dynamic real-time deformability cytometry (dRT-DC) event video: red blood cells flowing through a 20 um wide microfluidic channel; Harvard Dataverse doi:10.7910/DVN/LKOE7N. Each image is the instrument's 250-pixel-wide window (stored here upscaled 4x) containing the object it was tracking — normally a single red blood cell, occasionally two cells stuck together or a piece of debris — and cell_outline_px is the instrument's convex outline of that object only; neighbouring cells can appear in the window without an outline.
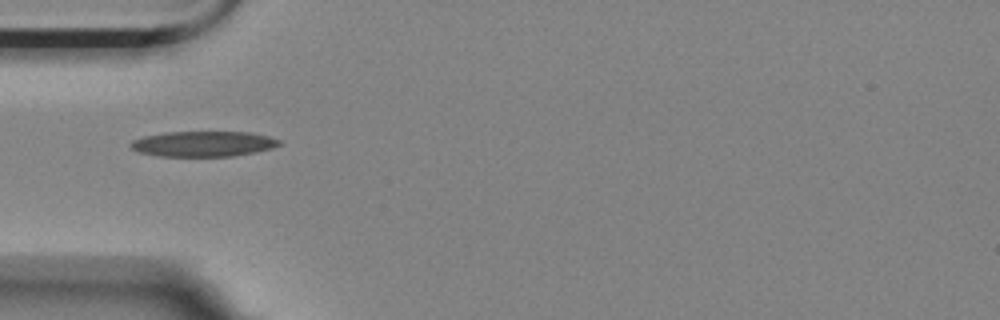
{"species": "Egyptian fruit bat (a non-hibernating species)", "species_latin": "Rousettus aegyptiacus", "temperature_condition": "room temperature", "stored_images_in_passage": 40, "camera_frame_rate_fps": 3000, "um_per_image_px": 0.085, "animal": {"sex": "female"}, "frame": {"image": 1, "passage_image": 1, "time_ms": 0.0, "image_size_px": [1000, 320], "cell_outline_px": [[280, 144], [272, 148], [256, 152], [232, 156], [156, 156], [136, 152], [128, 144], [132, 140], [144, 136], [164, 132], [252, 132], [268, 136], [280, 140]], "centroid_in_image_um": [17.24, 12.23], "position_along_channel_um": 67.8, "area_um2": 22.14}}
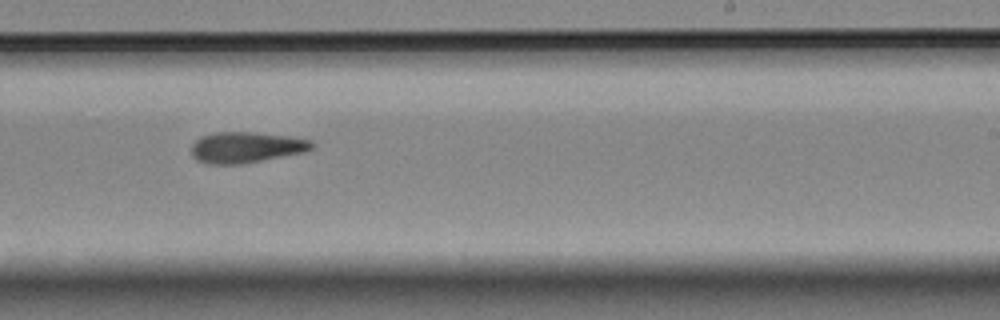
{"frame": {"image": 2, "passage_image": 18, "time_ms": 5.667, "image_size_px": [1000, 320], "cell_outline_px": [[312, 148], [304, 152], [240, 164], [208, 164], [196, 160], [192, 156], [192, 144], [200, 136], [212, 132], [248, 132], [288, 136], [312, 140]], "centroid_in_image_um": [20.86, 12.52], "position_along_channel_um": 268.1, "area_um2": 21.56}}
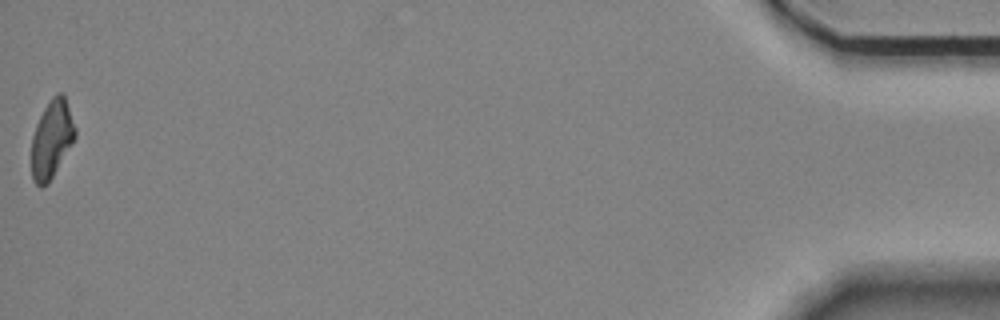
{"frame": {"image": 3, "passage_image": 40, "time_ms": 13.0, "image_size_px": [1000, 320], "cell_outline_px": [[76, 136], [72, 144], [48, 184], [40, 188], [32, 180], [32, 136], [36, 124], [44, 108], [52, 96], [56, 92], [64, 92], [76, 128]], "centroid_in_image_um": [4.41, 11.8], "position_along_channel_um": 430.8, "area_um2": 19.94}, "authors_computed_cell_mechanics": {"area_um2": 21.0103, "velocity_mm_per_s": 3.5357, "shape_relaxation_time_tau1_ms": null, "shape_relaxation_time_tau2_ms": 6.8439, "deformation_change_tau1": null, "deformation_change_tau2": 0.1744}}